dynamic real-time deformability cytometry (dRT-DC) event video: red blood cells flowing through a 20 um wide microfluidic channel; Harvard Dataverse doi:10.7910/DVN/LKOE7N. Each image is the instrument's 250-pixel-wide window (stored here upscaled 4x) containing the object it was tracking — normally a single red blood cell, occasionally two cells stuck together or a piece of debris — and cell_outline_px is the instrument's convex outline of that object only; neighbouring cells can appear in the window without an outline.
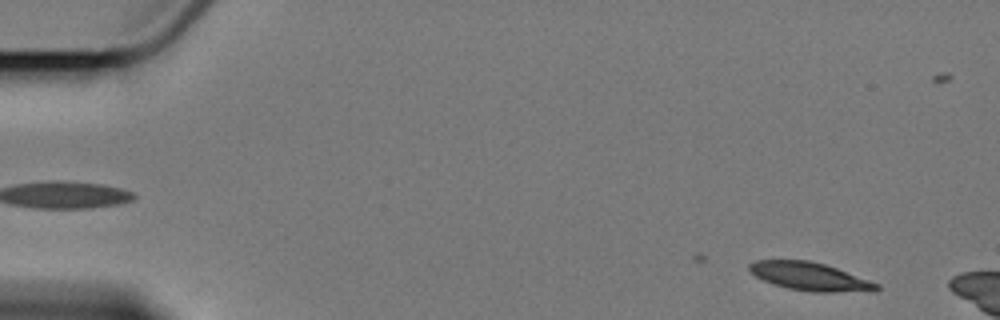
{"species": "Egyptian fruit bat (a non-hibernating species)", "species_latin": "Rousettus aegyptiacus", "temperature_condition": "cold", "stored_images_in_passage": 4, "camera_frame_rate_fps": 3000, "um_per_image_px": 0.085, "animal": {"sex": "female"}, "frame": {"image": 1, "passage_image": 2, "time_ms": 2.0, "image_size_px": [1000, 320], "cell_outline_px": [[880, 288], [876, 292], [812, 292], [788, 288], [772, 284], [756, 276], [748, 268], [748, 264], [756, 260], [808, 260], [824, 264], [836, 268], [880, 284]], "centroid_in_image_um": [68.88, 23.52], "position_along_channel_um": 16.1, "area_um2": 20.92}}